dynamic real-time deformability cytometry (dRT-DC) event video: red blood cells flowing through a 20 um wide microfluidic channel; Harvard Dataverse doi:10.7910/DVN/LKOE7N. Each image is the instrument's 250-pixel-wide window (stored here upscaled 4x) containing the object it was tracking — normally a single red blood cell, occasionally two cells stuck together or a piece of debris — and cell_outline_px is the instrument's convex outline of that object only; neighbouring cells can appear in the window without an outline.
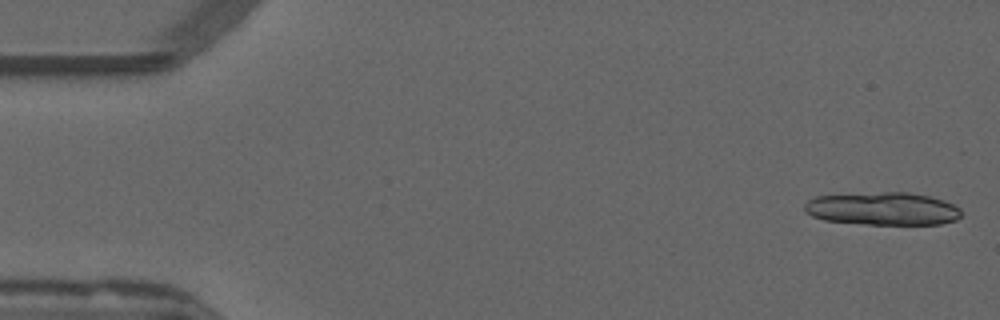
{"species": "common noctule bat (a hibernating species)", "species_latin": "Nyctalus noctula", "temperature_condition": "warm", "stored_images_in_passage": 22, "camera_frame_rate_fps": 3000, "um_per_image_px": 0.085, "animal": {"sex": "male", "forearm_length_mm": 52.5}, "frame": {"image": 1, "passage_image": 1, "time_ms": 0.0, "image_size_px": [1000, 320], "cell_outline_px": [[964, 212], [956, 220], [940, 224], [868, 224], [824, 220], [812, 216], [804, 212], [804, 204], [808, 200], [816, 196], [884, 192], [908, 192], [928, 196], [944, 200], [960, 208]], "centroid_in_image_um": [75.04, 17.74], "position_along_channel_um": 10.0, "area_um2": 30.06}}
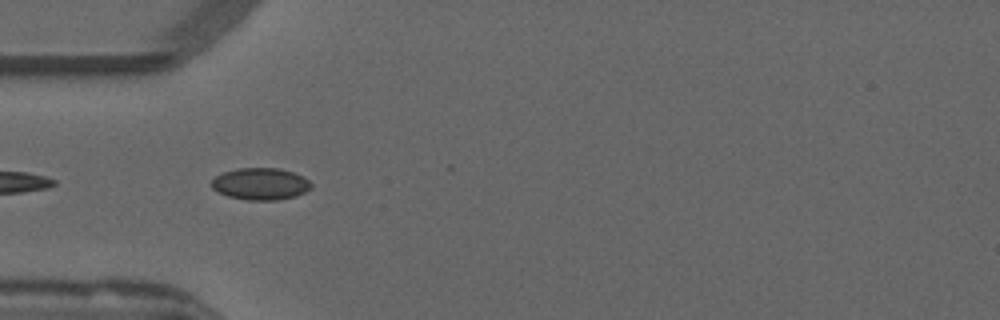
{"frame": {"image": 2, "passage_image": 16, "time_ms": 5.0, "image_size_px": [1000, 320], "cell_outline_px": [[312, 188], [296, 196], [276, 200], [248, 200], [228, 196], [216, 192], [212, 188], [212, 180], [216, 176], [224, 172], [236, 168], [280, 168], [304, 176], [312, 184]], "centroid_in_image_um": [22.15, 15.63], "position_along_channel_um": 62.9, "area_um2": 18.61}}